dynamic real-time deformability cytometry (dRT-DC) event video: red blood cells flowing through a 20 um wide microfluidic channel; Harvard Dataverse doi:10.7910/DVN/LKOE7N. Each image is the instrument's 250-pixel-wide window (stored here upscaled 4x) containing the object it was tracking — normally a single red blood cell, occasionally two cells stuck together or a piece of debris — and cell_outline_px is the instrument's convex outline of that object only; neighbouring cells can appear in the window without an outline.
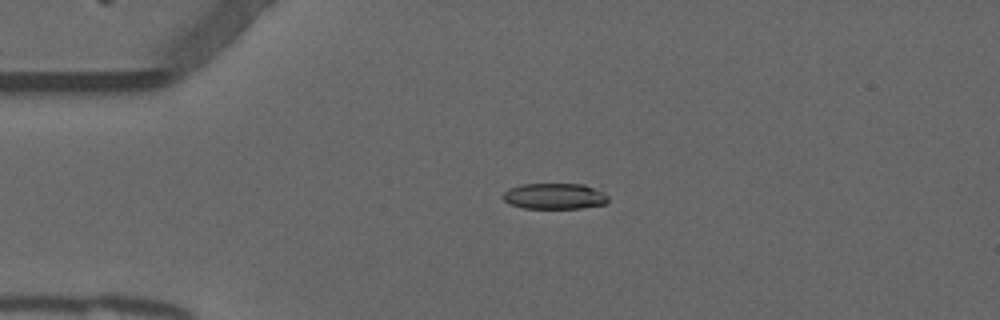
{"species": "common noctule bat (a hibernating species)", "species_latin": "Nyctalus noctula", "temperature_condition": "warm", "stored_images_in_passage": 42, "camera_frame_rate_fps": 3000, "um_per_image_px": 0.085, "animal": {"sex": "male", "forearm_length_mm": 52.5}, "frame": {"image": 1, "passage_image": 1, "time_ms": 0.0, "image_size_px": [1000, 320], "cell_outline_px": [[608, 200], [604, 204], [580, 208], [524, 208], [508, 204], [504, 200], [504, 192], [508, 188], [520, 184], [600, 184], [608, 196]], "centroid_in_image_um": [47.24, 16.64], "position_along_channel_um": 37.8, "area_um2": 16.42}}
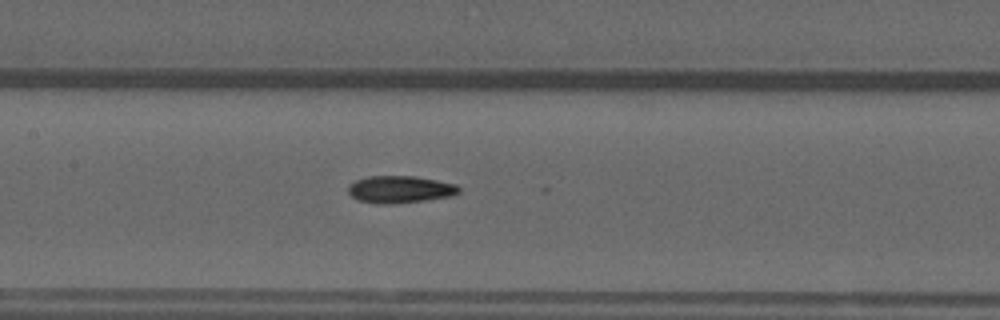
{"frame": {"image": 2, "passage_image": 14, "time_ms": 4.333, "image_size_px": [1000, 320], "cell_outline_px": [[460, 192], [452, 196], [424, 200], [392, 204], [380, 204], [356, 200], [348, 192], [348, 184], [356, 180], [368, 176], [416, 176], [456, 184], [460, 188]], "centroid_in_image_um": [33.98, 16.09], "position_along_channel_um": 173.4, "area_um2": 17.63}}
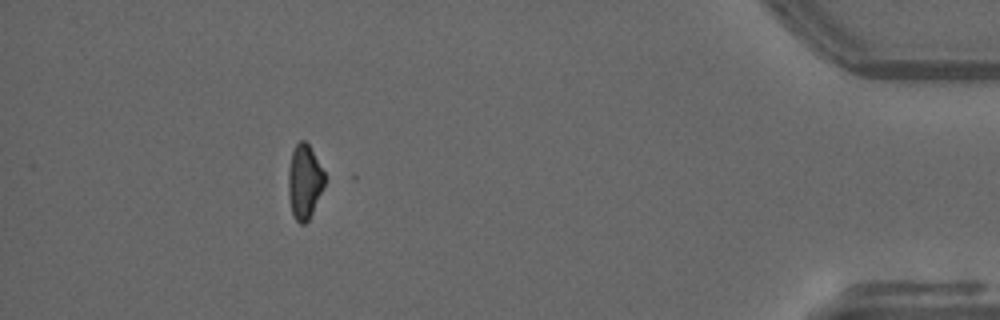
{"frame": {"image": 3, "passage_image": 37, "time_ms": 12.0, "image_size_px": [1000, 320], "cell_outline_px": [[324, 184], [312, 212], [308, 220], [304, 224], [300, 224], [296, 220], [292, 212], [288, 196], [288, 168], [292, 152], [296, 144], [300, 140], [304, 140], [308, 144], [324, 172]], "centroid_in_image_um": [25.84, 15.43], "position_along_channel_um": 409.4, "area_um2": 15.43}}